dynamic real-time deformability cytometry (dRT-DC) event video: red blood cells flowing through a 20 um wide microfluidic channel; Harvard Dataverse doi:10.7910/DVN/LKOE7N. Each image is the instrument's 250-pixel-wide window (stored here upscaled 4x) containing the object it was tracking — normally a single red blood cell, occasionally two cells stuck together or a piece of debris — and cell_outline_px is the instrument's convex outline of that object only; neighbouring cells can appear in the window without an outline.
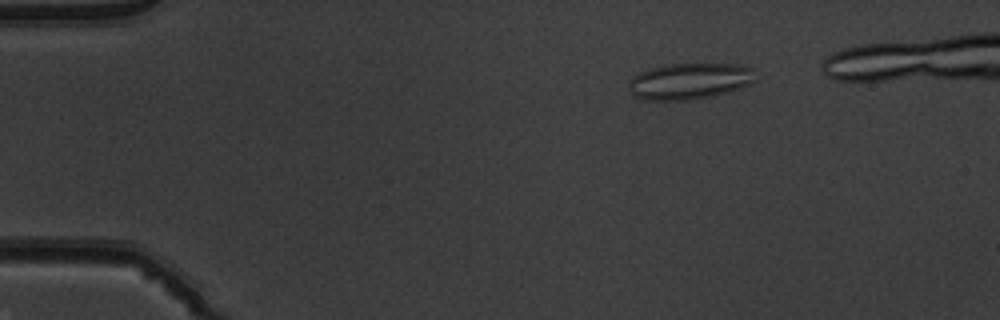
{"species": "common noctule bat (a hibernating species)", "species_latin": "Nyctalus noctula", "temperature_condition": "warm", "stored_images_in_passage": 39, "segment_of_instrument_passage": [1, 2], "camera_frame_rate_fps": 3000, "um_per_image_px": 0.085, "animal": {"sex": "male", "body_mass_g": 19.5, "forearm_length_mm": 54.6}, "frame": {"image": 1, "passage_image": 1, "time_ms": 0.0, "image_size_px": [1000, 320], "cell_outline_px": [[752, 80], [748, 84], [728, 92], [712, 96], [692, 100], [644, 100], [632, 96], [628, 84], [632, 76], [640, 72], [652, 68], [672, 64], [740, 64], [752, 68]], "centroid_in_image_um": [58.54, 6.91], "position_along_channel_um": 26.5, "area_um2": 26.53}}
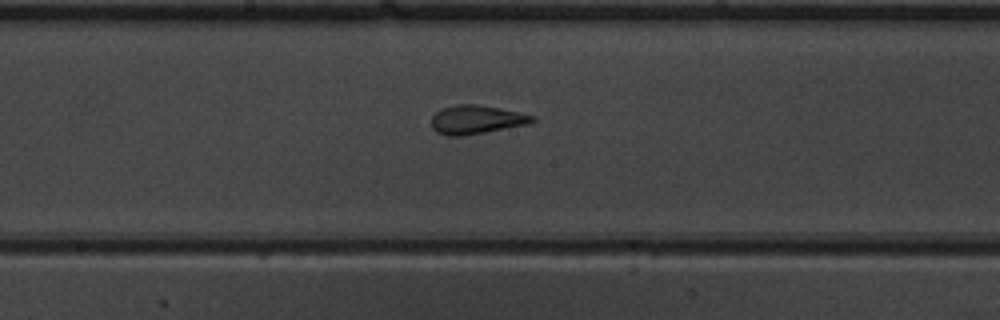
{"frame": {"image": 2, "passage_image": 20, "time_ms": 6.333, "image_size_px": [1000, 320], "cell_outline_px": [[536, 120], [532, 124], [460, 136], [448, 136], [436, 132], [432, 128], [432, 116], [440, 108], [456, 104], [476, 104], [500, 108], [520, 112], [536, 116]], "centroid_in_image_um": [40.52, 10.16], "position_along_channel_um": 207.7, "area_um2": 17.11}}
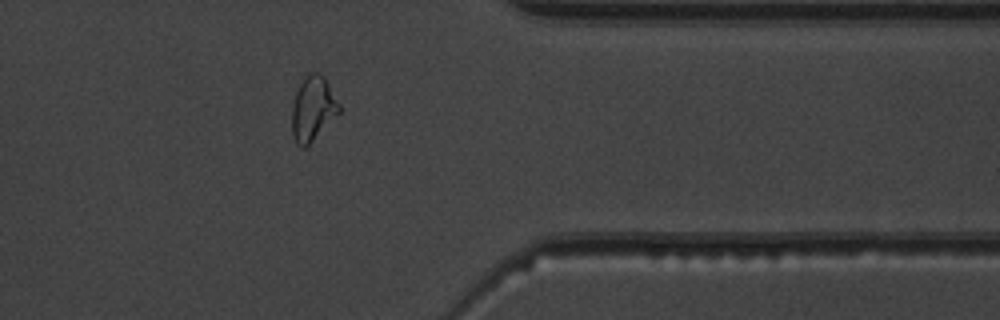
{"frame": {"image": 3, "passage_image": 34, "time_ms": 11.0, "image_size_px": [1000, 320], "cell_outline_px": [[340, 112], [304, 148], [296, 144], [292, 136], [292, 104], [296, 92], [300, 84], [308, 72], [316, 72], [324, 76], [340, 104]], "centroid_in_image_um": [26.58, 9.21], "position_along_channel_um": 384.8, "area_um2": 17.57}}